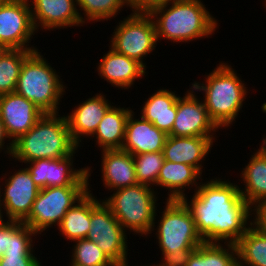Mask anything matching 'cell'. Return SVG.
Listing matches in <instances>:
<instances>
[{"mask_svg":"<svg viewBox=\"0 0 266 266\" xmlns=\"http://www.w3.org/2000/svg\"><path fill=\"white\" fill-rule=\"evenodd\" d=\"M222 180L216 177L200 183L191 201L186 195L181 201L204 242L236 244L252 224L251 206L242 198L237 184Z\"/></svg>","mask_w":266,"mask_h":266,"instance_id":"6da1fadb","label":"cell"},{"mask_svg":"<svg viewBox=\"0 0 266 266\" xmlns=\"http://www.w3.org/2000/svg\"><path fill=\"white\" fill-rule=\"evenodd\" d=\"M148 13L155 23L157 42L167 39L176 44L188 43L208 38L218 28L217 19L201 0H169L152 7Z\"/></svg>","mask_w":266,"mask_h":266,"instance_id":"7a4b0ae2","label":"cell"},{"mask_svg":"<svg viewBox=\"0 0 266 266\" xmlns=\"http://www.w3.org/2000/svg\"><path fill=\"white\" fill-rule=\"evenodd\" d=\"M65 115L43 114L36 124L13 142L12 158L23 164L38 159H59L78 149Z\"/></svg>","mask_w":266,"mask_h":266,"instance_id":"3957f363","label":"cell"},{"mask_svg":"<svg viewBox=\"0 0 266 266\" xmlns=\"http://www.w3.org/2000/svg\"><path fill=\"white\" fill-rule=\"evenodd\" d=\"M205 84L194 81L191 88L195 92L203 91L205 108L210 118L218 128L229 127L242 110L247 97L248 87L242 81L231 65L221 62L208 75Z\"/></svg>","mask_w":266,"mask_h":266,"instance_id":"277c9868","label":"cell"},{"mask_svg":"<svg viewBox=\"0 0 266 266\" xmlns=\"http://www.w3.org/2000/svg\"><path fill=\"white\" fill-rule=\"evenodd\" d=\"M36 50L23 62L15 92L32 101L44 114L59 113L65 85L47 59Z\"/></svg>","mask_w":266,"mask_h":266,"instance_id":"5b68a950","label":"cell"},{"mask_svg":"<svg viewBox=\"0 0 266 266\" xmlns=\"http://www.w3.org/2000/svg\"><path fill=\"white\" fill-rule=\"evenodd\" d=\"M157 192L154 188L136 184L117 189L102 201L111 209L124 230L147 237L156 227ZM147 235V236H146Z\"/></svg>","mask_w":266,"mask_h":266,"instance_id":"8992f818","label":"cell"},{"mask_svg":"<svg viewBox=\"0 0 266 266\" xmlns=\"http://www.w3.org/2000/svg\"><path fill=\"white\" fill-rule=\"evenodd\" d=\"M156 229L152 227L158 239V246L165 253L197 248L204 241L197 233L195 222L189 209L181 200H166Z\"/></svg>","mask_w":266,"mask_h":266,"instance_id":"52a82bcc","label":"cell"},{"mask_svg":"<svg viewBox=\"0 0 266 266\" xmlns=\"http://www.w3.org/2000/svg\"><path fill=\"white\" fill-rule=\"evenodd\" d=\"M113 36V37H112ZM110 46L115 51L141 63L157 46L156 28L148 12L132 11L115 27Z\"/></svg>","mask_w":266,"mask_h":266,"instance_id":"ba28073f","label":"cell"},{"mask_svg":"<svg viewBox=\"0 0 266 266\" xmlns=\"http://www.w3.org/2000/svg\"><path fill=\"white\" fill-rule=\"evenodd\" d=\"M86 239L94 241L116 266H129L127 233L111 209L91 193V223Z\"/></svg>","mask_w":266,"mask_h":266,"instance_id":"9c48e42d","label":"cell"},{"mask_svg":"<svg viewBox=\"0 0 266 266\" xmlns=\"http://www.w3.org/2000/svg\"><path fill=\"white\" fill-rule=\"evenodd\" d=\"M88 187H45L39 190L29 216L23 221L38 235L60 225L67 211L86 193Z\"/></svg>","mask_w":266,"mask_h":266,"instance_id":"30bf717a","label":"cell"},{"mask_svg":"<svg viewBox=\"0 0 266 266\" xmlns=\"http://www.w3.org/2000/svg\"><path fill=\"white\" fill-rule=\"evenodd\" d=\"M35 33L29 0H6L0 6V46L3 49L39 50L29 46Z\"/></svg>","mask_w":266,"mask_h":266,"instance_id":"8fae6325","label":"cell"},{"mask_svg":"<svg viewBox=\"0 0 266 266\" xmlns=\"http://www.w3.org/2000/svg\"><path fill=\"white\" fill-rule=\"evenodd\" d=\"M70 156L59 159H38L27 162L32 180L39 189L45 187H88L91 167L76 169Z\"/></svg>","mask_w":266,"mask_h":266,"instance_id":"7c38bea8","label":"cell"},{"mask_svg":"<svg viewBox=\"0 0 266 266\" xmlns=\"http://www.w3.org/2000/svg\"><path fill=\"white\" fill-rule=\"evenodd\" d=\"M12 174L4 184L2 183L4 188L0 186V207L2 214L5 213L4 216L6 215L8 220L23 222L29 216L40 189L32 180L27 166Z\"/></svg>","mask_w":266,"mask_h":266,"instance_id":"4fadbf2b","label":"cell"},{"mask_svg":"<svg viewBox=\"0 0 266 266\" xmlns=\"http://www.w3.org/2000/svg\"><path fill=\"white\" fill-rule=\"evenodd\" d=\"M192 89V90H191ZM177 99V113L169 136L214 137L219 129L210 118L204 102L194 89H188Z\"/></svg>","mask_w":266,"mask_h":266,"instance_id":"5bb4252c","label":"cell"},{"mask_svg":"<svg viewBox=\"0 0 266 266\" xmlns=\"http://www.w3.org/2000/svg\"><path fill=\"white\" fill-rule=\"evenodd\" d=\"M43 114L32 101L16 92L0 96V117L9 142H14L27 133Z\"/></svg>","mask_w":266,"mask_h":266,"instance_id":"9a60e30c","label":"cell"},{"mask_svg":"<svg viewBox=\"0 0 266 266\" xmlns=\"http://www.w3.org/2000/svg\"><path fill=\"white\" fill-rule=\"evenodd\" d=\"M29 4L36 32L40 28L52 30L84 25L76 7L77 0H30Z\"/></svg>","mask_w":266,"mask_h":266,"instance_id":"2e32d148","label":"cell"},{"mask_svg":"<svg viewBox=\"0 0 266 266\" xmlns=\"http://www.w3.org/2000/svg\"><path fill=\"white\" fill-rule=\"evenodd\" d=\"M112 106L106 95L97 93L80 102L71 113L65 115L71 137L79 147L85 136L89 138L94 134L98 124Z\"/></svg>","mask_w":266,"mask_h":266,"instance_id":"e0dca14e","label":"cell"},{"mask_svg":"<svg viewBox=\"0 0 266 266\" xmlns=\"http://www.w3.org/2000/svg\"><path fill=\"white\" fill-rule=\"evenodd\" d=\"M141 118V119H140ZM135 118L132 110L125 130L122 150L132 155L161 152L168 135L144 118Z\"/></svg>","mask_w":266,"mask_h":266,"instance_id":"ac0fdd59","label":"cell"},{"mask_svg":"<svg viewBox=\"0 0 266 266\" xmlns=\"http://www.w3.org/2000/svg\"><path fill=\"white\" fill-rule=\"evenodd\" d=\"M98 64L97 72L102 79L115 87L130 89L135 79L142 78L146 68L138 61L109 48Z\"/></svg>","mask_w":266,"mask_h":266,"instance_id":"d6986e66","label":"cell"},{"mask_svg":"<svg viewBox=\"0 0 266 266\" xmlns=\"http://www.w3.org/2000/svg\"><path fill=\"white\" fill-rule=\"evenodd\" d=\"M214 137L169 136L162 153L164 159L175 163H185L203 172L202 162L211 152ZM214 140V141H213Z\"/></svg>","mask_w":266,"mask_h":266,"instance_id":"ffe728a7","label":"cell"},{"mask_svg":"<svg viewBox=\"0 0 266 266\" xmlns=\"http://www.w3.org/2000/svg\"><path fill=\"white\" fill-rule=\"evenodd\" d=\"M101 172L105 188L111 192L138 184L133 155L122 149L101 151Z\"/></svg>","mask_w":266,"mask_h":266,"instance_id":"44dd1931","label":"cell"},{"mask_svg":"<svg viewBox=\"0 0 266 266\" xmlns=\"http://www.w3.org/2000/svg\"><path fill=\"white\" fill-rule=\"evenodd\" d=\"M201 175L202 173L196 167L165 160L155 186L164 187L170 191L165 200H181L185 196L186 188L194 186L193 190L196 191L201 183L197 182L202 179Z\"/></svg>","mask_w":266,"mask_h":266,"instance_id":"7402d4cb","label":"cell"},{"mask_svg":"<svg viewBox=\"0 0 266 266\" xmlns=\"http://www.w3.org/2000/svg\"><path fill=\"white\" fill-rule=\"evenodd\" d=\"M178 97L176 91L173 92L165 88L158 89L145 100L140 117L153 123L159 130L169 135L177 113Z\"/></svg>","mask_w":266,"mask_h":266,"instance_id":"603a6c76","label":"cell"},{"mask_svg":"<svg viewBox=\"0 0 266 266\" xmlns=\"http://www.w3.org/2000/svg\"><path fill=\"white\" fill-rule=\"evenodd\" d=\"M132 109L112 106L104 115L91 138L100 150L121 149L125 139L128 117ZM102 148V149H101Z\"/></svg>","mask_w":266,"mask_h":266,"instance_id":"cb8c5ba5","label":"cell"},{"mask_svg":"<svg viewBox=\"0 0 266 266\" xmlns=\"http://www.w3.org/2000/svg\"><path fill=\"white\" fill-rule=\"evenodd\" d=\"M256 151L240 174L245 188L239 191L250 206L266 198V155L260 148Z\"/></svg>","mask_w":266,"mask_h":266,"instance_id":"d4e9b609","label":"cell"},{"mask_svg":"<svg viewBox=\"0 0 266 266\" xmlns=\"http://www.w3.org/2000/svg\"><path fill=\"white\" fill-rule=\"evenodd\" d=\"M88 192L74 204L64 215L58 230L69 241H76L86 238L91 223V188Z\"/></svg>","mask_w":266,"mask_h":266,"instance_id":"484cf974","label":"cell"},{"mask_svg":"<svg viewBox=\"0 0 266 266\" xmlns=\"http://www.w3.org/2000/svg\"><path fill=\"white\" fill-rule=\"evenodd\" d=\"M186 266H238L236 244L203 242Z\"/></svg>","mask_w":266,"mask_h":266,"instance_id":"4316f807","label":"cell"},{"mask_svg":"<svg viewBox=\"0 0 266 266\" xmlns=\"http://www.w3.org/2000/svg\"><path fill=\"white\" fill-rule=\"evenodd\" d=\"M238 266H266V234L250 225L236 243Z\"/></svg>","mask_w":266,"mask_h":266,"instance_id":"83f0119b","label":"cell"},{"mask_svg":"<svg viewBox=\"0 0 266 266\" xmlns=\"http://www.w3.org/2000/svg\"><path fill=\"white\" fill-rule=\"evenodd\" d=\"M26 49H3L0 53V96L15 92L24 60L32 53Z\"/></svg>","mask_w":266,"mask_h":266,"instance_id":"f1b7e54d","label":"cell"},{"mask_svg":"<svg viewBox=\"0 0 266 266\" xmlns=\"http://www.w3.org/2000/svg\"><path fill=\"white\" fill-rule=\"evenodd\" d=\"M124 6L128 7L126 0H77L79 16L84 24L115 18ZM79 10L83 11L84 17Z\"/></svg>","mask_w":266,"mask_h":266,"instance_id":"f546056e","label":"cell"},{"mask_svg":"<svg viewBox=\"0 0 266 266\" xmlns=\"http://www.w3.org/2000/svg\"><path fill=\"white\" fill-rule=\"evenodd\" d=\"M74 243L69 266H116L94 241L83 238Z\"/></svg>","mask_w":266,"mask_h":266,"instance_id":"4dcf8cb0","label":"cell"},{"mask_svg":"<svg viewBox=\"0 0 266 266\" xmlns=\"http://www.w3.org/2000/svg\"><path fill=\"white\" fill-rule=\"evenodd\" d=\"M138 184L154 187L165 161L162 151L133 155Z\"/></svg>","mask_w":266,"mask_h":266,"instance_id":"1f68e13d","label":"cell"},{"mask_svg":"<svg viewBox=\"0 0 266 266\" xmlns=\"http://www.w3.org/2000/svg\"><path fill=\"white\" fill-rule=\"evenodd\" d=\"M38 234L21 221L9 220V244L4 254H34L32 237Z\"/></svg>","mask_w":266,"mask_h":266,"instance_id":"d6a6232c","label":"cell"},{"mask_svg":"<svg viewBox=\"0 0 266 266\" xmlns=\"http://www.w3.org/2000/svg\"><path fill=\"white\" fill-rule=\"evenodd\" d=\"M36 254H4L0 266H42Z\"/></svg>","mask_w":266,"mask_h":266,"instance_id":"836d02e7","label":"cell"},{"mask_svg":"<svg viewBox=\"0 0 266 266\" xmlns=\"http://www.w3.org/2000/svg\"><path fill=\"white\" fill-rule=\"evenodd\" d=\"M196 249L197 248H190L178 250L173 253H165L162 256V263L157 265L153 264L152 266H186L188 264L190 256ZM146 266H148V264Z\"/></svg>","mask_w":266,"mask_h":266,"instance_id":"e575fe53","label":"cell"},{"mask_svg":"<svg viewBox=\"0 0 266 266\" xmlns=\"http://www.w3.org/2000/svg\"><path fill=\"white\" fill-rule=\"evenodd\" d=\"M252 217V226L255 227L258 231L266 234V198L257 201L254 205L251 206ZM254 219V220H253Z\"/></svg>","mask_w":266,"mask_h":266,"instance_id":"d590c367","label":"cell"},{"mask_svg":"<svg viewBox=\"0 0 266 266\" xmlns=\"http://www.w3.org/2000/svg\"><path fill=\"white\" fill-rule=\"evenodd\" d=\"M169 0H126L132 11L148 12L152 7L163 4Z\"/></svg>","mask_w":266,"mask_h":266,"instance_id":"8d00e7d4","label":"cell"},{"mask_svg":"<svg viewBox=\"0 0 266 266\" xmlns=\"http://www.w3.org/2000/svg\"><path fill=\"white\" fill-rule=\"evenodd\" d=\"M9 244V220L5 219L0 223V257L6 252Z\"/></svg>","mask_w":266,"mask_h":266,"instance_id":"74e56055","label":"cell"},{"mask_svg":"<svg viewBox=\"0 0 266 266\" xmlns=\"http://www.w3.org/2000/svg\"><path fill=\"white\" fill-rule=\"evenodd\" d=\"M7 138L9 139L5 131L4 124L0 117V153L4 150L5 154H8L9 155L8 157L11 158L13 152V142L7 143V145L5 146L4 144L5 140L7 141Z\"/></svg>","mask_w":266,"mask_h":266,"instance_id":"f35d334b","label":"cell"},{"mask_svg":"<svg viewBox=\"0 0 266 266\" xmlns=\"http://www.w3.org/2000/svg\"><path fill=\"white\" fill-rule=\"evenodd\" d=\"M266 136H263L262 143L260 145V149L266 155Z\"/></svg>","mask_w":266,"mask_h":266,"instance_id":"ab89813d","label":"cell"},{"mask_svg":"<svg viewBox=\"0 0 266 266\" xmlns=\"http://www.w3.org/2000/svg\"><path fill=\"white\" fill-rule=\"evenodd\" d=\"M4 220V217H3V214H2V210H1V207H0V223Z\"/></svg>","mask_w":266,"mask_h":266,"instance_id":"60d3db41","label":"cell"},{"mask_svg":"<svg viewBox=\"0 0 266 266\" xmlns=\"http://www.w3.org/2000/svg\"><path fill=\"white\" fill-rule=\"evenodd\" d=\"M6 0H0V6L5 2Z\"/></svg>","mask_w":266,"mask_h":266,"instance_id":"b9f144b4","label":"cell"}]
</instances>
